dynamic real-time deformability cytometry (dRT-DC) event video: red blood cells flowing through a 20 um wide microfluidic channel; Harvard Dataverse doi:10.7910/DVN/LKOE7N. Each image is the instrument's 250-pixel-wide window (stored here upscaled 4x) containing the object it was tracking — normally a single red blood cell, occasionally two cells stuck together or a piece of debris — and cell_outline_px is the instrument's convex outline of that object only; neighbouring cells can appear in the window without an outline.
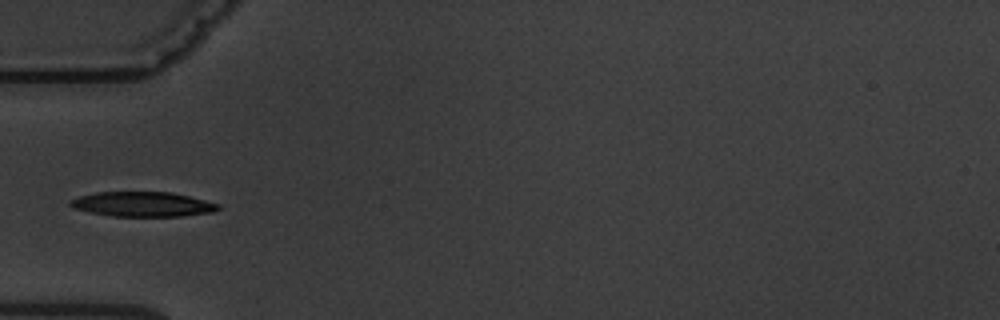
{"species": "common noctule bat (a hibernating species)", "species_latin": "Nyctalus noctula", "temperature_condition": "warm", "stored_images_in_passage": 5, "camera_frame_rate_fps": 3000, "um_per_image_px": 0.085, "animal": {"sex": "male", "body_mass_g": 19.5, "forearm_length_mm": 54.6}, "frame": {"image": 1, "passage_image": 5, "time_ms": 4.667, "image_size_px": [1000, 320], "cell_outline_px": [[220, 208], [212, 212], [180, 216], [112, 216], [72, 208], [68, 204], [68, 200], [80, 196], [96, 192], [172, 192], [220, 204]], "centroid_in_image_um": [12.09, 17.35], "position_along_channel_um": 72.9, "area_um2": 21.27}}